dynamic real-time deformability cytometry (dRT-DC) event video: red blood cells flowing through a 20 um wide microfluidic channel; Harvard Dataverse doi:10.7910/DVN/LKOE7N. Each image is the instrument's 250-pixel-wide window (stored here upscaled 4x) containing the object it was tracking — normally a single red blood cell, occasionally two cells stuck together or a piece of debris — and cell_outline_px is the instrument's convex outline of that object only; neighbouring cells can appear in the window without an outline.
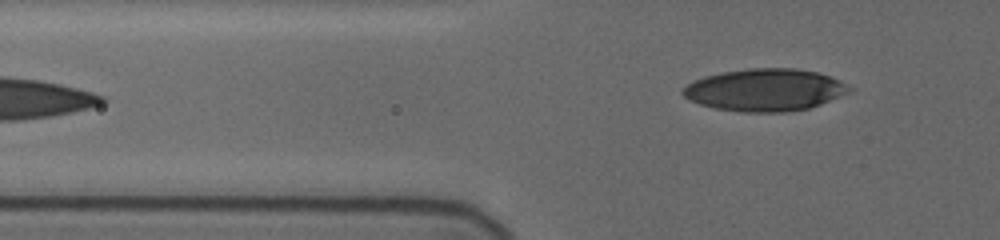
{"species": "human", "species_latin": "Homo sapiens", "temperature_condition": "cold", "stored_images_in_passage": 6, "camera_frame_rate_fps": 3000, "um_per_image_px": 0.085, "donor": {"sex": "female"}, "frame": {"image": 1, "passage_image": 6, "time_ms": 5.333, "image_size_px": [1000, 240], "cell_outline_px": [[852, 88], [848, 92], [840, 96], [820, 104], [808, 108], [784, 112], [740, 112], [712, 108], [688, 100], [680, 92], [692, 80], [704, 76], [724, 72], [748, 68], [792, 68], [816, 72], [828, 76]], "centroid_in_image_um": [64.94, 7.65], "position_along_channel_um": 60.9, "area_um2": 40.75}}